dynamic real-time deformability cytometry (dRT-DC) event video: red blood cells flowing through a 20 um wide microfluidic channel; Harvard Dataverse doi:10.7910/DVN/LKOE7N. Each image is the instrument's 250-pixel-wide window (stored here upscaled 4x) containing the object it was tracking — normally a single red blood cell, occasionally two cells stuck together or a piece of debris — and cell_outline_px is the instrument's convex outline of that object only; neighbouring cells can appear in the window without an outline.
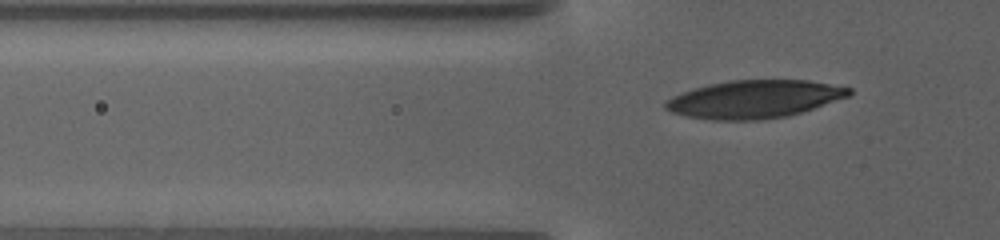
{"species": "human", "species_latin": "Homo sapiens", "temperature_condition": "warm", "stored_images_in_passage": 100, "camera_frame_rate_fps": 3000, "um_per_image_px": 0.085, "donor": {"sex": "female"}, "frame": {"image": 1, "passage_image": 27, "time_ms": 8.667, "image_size_px": [1000, 240], "cell_outline_px": [[852, 92], [848, 96], [800, 112], [784, 116], [760, 120], [712, 120], [688, 116], [672, 112], [664, 108], [664, 100], [672, 96], [708, 84], [728, 80], [808, 80], [852, 88]], "centroid_in_image_um": [64.07, 8.42], "position_along_channel_um": 61.7, "area_um2": 40.17}}
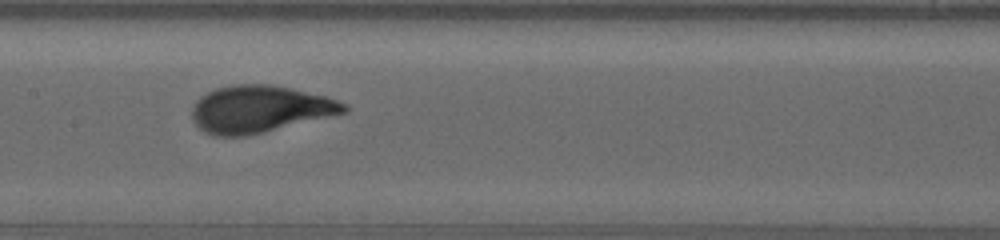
{"frame": {"image": 2, "passage_image": 51, "time_ms": 16.667, "image_size_px": [1000, 240], "cell_outline_px": [[348, 112], [264, 132], [244, 136], [212, 136], [204, 132], [192, 120], [192, 108], [196, 100], [200, 96], [216, 88], [232, 84], [272, 84], [324, 96], [348, 104]], "centroid_in_image_um": [22.05, 9.27], "position_along_channel_um": 185.4, "area_um2": 41.67}}
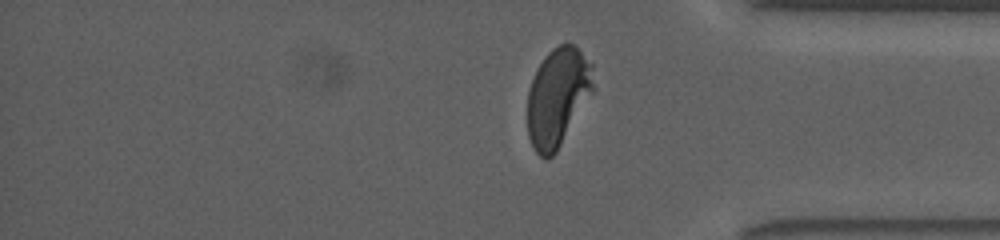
{"frame": {"image": 3, "passage_image": 89, "time_ms": 29.333, "image_size_px": [1000, 240], "cell_outline_px": [[596, 88], [556, 152], [548, 160], [544, 160], [536, 152], [528, 136], [528, 92], [532, 80], [544, 56], [552, 48], [560, 44], [572, 44], [592, 64]], "centroid_in_image_um": [47.43, 8.27], "position_along_channel_um": 387.8, "area_um2": 37.8}}